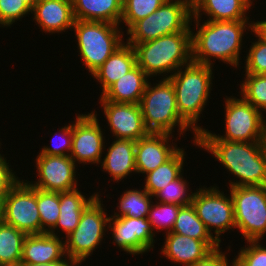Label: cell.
Returning <instances> with one entry per match:
<instances>
[{
	"label": "cell",
	"mask_w": 266,
	"mask_h": 266,
	"mask_svg": "<svg viewBox=\"0 0 266 266\" xmlns=\"http://www.w3.org/2000/svg\"><path fill=\"white\" fill-rule=\"evenodd\" d=\"M191 21L196 25V32L191 27L192 62L213 67L214 58L239 68L243 37L248 29L254 30V20L202 22L192 16Z\"/></svg>",
	"instance_id": "1"
},
{
	"label": "cell",
	"mask_w": 266,
	"mask_h": 266,
	"mask_svg": "<svg viewBox=\"0 0 266 266\" xmlns=\"http://www.w3.org/2000/svg\"><path fill=\"white\" fill-rule=\"evenodd\" d=\"M199 148L211 153L221 165L236 176L229 187L266 186V148L264 142L197 140Z\"/></svg>",
	"instance_id": "2"
},
{
	"label": "cell",
	"mask_w": 266,
	"mask_h": 266,
	"mask_svg": "<svg viewBox=\"0 0 266 266\" xmlns=\"http://www.w3.org/2000/svg\"><path fill=\"white\" fill-rule=\"evenodd\" d=\"M129 45L134 48L137 65L149 78H169L192 62L191 32H177Z\"/></svg>",
	"instance_id": "3"
},
{
	"label": "cell",
	"mask_w": 266,
	"mask_h": 266,
	"mask_svg": "<svg viewBox=\"0 0 266 266\" xmlns=\"http://www.w3.org/2000/svg\"><path fill=\"white\" fill-rule=\"evenodd\" d=\"M213 70L212 66L191 62L169 77L174 86L178 113L198 135L205 130L197 124L209 102Z\"/></svg>",
	"instance_id": "4"
},
{
	"label": "cell",
	"mask_w": 266,
	"mask_h": 266,
	"mask_svg": "<svg viewBox=\"0 0 266 266\" xmlns=\"http://www.w3.org/2000/svg\"><path fill=\"white\" fill-rule=\"evenodd\" d=\"M158 83L148 81L139 103L146 129L154 133L173 134L177 127L179 137L186 131H193V144L198 145V134L180 117L174 86L169 78H161ZM154 85V86H153ZM153 86V87H152ZM188 129V130H187Z\"/></svg>",
	"instance_id": "5"
},
{
	"label": "cell",
	"mask_w": 266,
	"mask_h": 266,
	"mask_svg": "<svg viewBox=\"0 0 266 266\" xmlns=\"http://www.w3.org/2000/svg\"><path fill=\"white\" fill-rule=\"evenodd\" d=\"M119 26L103 21H74L78 56L91 75L124 43V31Z\"/></svg>",
	"instance_id": "6"
},
{
	"label": "cell",
	"mask_w": 266,
	"mask_h": 266,
	"mask_svg": "<svg viewBox=\"0 0 266 266\" xmlns=\"http://www.w3.org/2000/svg\"><path fill=\"white\" fill-rule=\"evenodd\" d=\"M192 0H166L128 30L127 44L143 43L177 32H191Z\"/></svg>",
	"instance_id": "7"
},
{
	"label": "cell",
	"mask_w": 266,
	"mask_h": 266,
	"mask_svg": "<svg viewBox=\"0 0 266 266\" xmlns=\"http://www.w3.org/2000/svg\"><path fill=\"white\" fill-rule=\"evenodd\" d=\"M225 97V134L217 135L205 129L198 135L197 140L264 142L266 119L263 113L241 95L239 98Z\"/></svg>",
	"instance_id": "8"
},
{
	"label": "cell",
	"mask_w": 266,
	"mask_h": 266,
	"mask_svg": "<svg viewBox=\"0 0 266 266\" xmlns=\"http://www.w3.org/2000/svg\"><path fill=\"white\" fill-rule=\"evenodd\" d=\"M100 196L85 208L78 226L64 239L66 256L80 265L101 245L108 231L110 216L105 212L107 209Z\"/></svg>",
	"instance_id": "9"
},
{
	"label": "cell",
	"mask_w": 266,
	"mask_h": 266,
	"mask_svg": "<svg viewBox=\"0 0 266 266\" xmlns=\"http://www.w3.org/2000/svg\"><path fill=\"white\" fill-rule=\"evenodd\" d=\"M233 202L238 232L246 241H261L266 235V186L227 187Z\"/></svg>",
	"instance_id": "10"
},
{
	"label": "cell",
	"mask_w": 266,
	"mask_h": 266,
	"mask_svg": "<svg viewBox=\"0 0 266 266\" xmlns=\"http://www.w3.org/2000/svg\"><path fill=\"white\" fill-rule=\"evenodd\" d=\"M196 189L191 204L207 231L220 244L222 234L236 229L231 195L224 194L216 185Z\"/></svg>",
	"instance_id": "11"
},
{
	"label": "cell",
	"mask_w": 266,
	"mask_h": 266,
	"mask_svg": "<svg viewBox=\"0 0 266 266\" xmlns=\"http://www.w3.org/2000/svg\"><path fill=\"white\" fill-rule=\"evenodd\" d=\"M3 222L27 235L41 234L37 188L32 187L27 180L19 178L5 193Z\"/></svg>",
	"instance_id": "12"
},
{
	"label": "cell",
	"mask_w": 266,
	"mask_h": 266,
	"mask_svg": "<svg viewBox=\"0 0 266 266\" xmlns=\"http://www.w3.org/2000/svg\"><path fill=\"white\" fill-rule=\"evenodd\" d=\"M73 121L72 150L70 157L77 164H101L105 136L95 109L91 113L77 114Z\"/></svg>",
	"instance_id": "13"
},
{
	"label": "cell",
	"mask_w": 266,
	"mask_h": 266,
	"mask_svg": "<svg viewBox=\"0 0 266 266\" xmlns=\"http://www.w3.org/2000/svg\"><path fill=\"white\" fill-rule=\"evenodd\" d=\"M37 181H27L32 187L44 191L69 192L78 188L77 164L70 156L38 154L35 159Z\"/></svg>",
	"instance_id": "14"
},
{
	"label": "cell",
	"mask_w": 266,
	"mask_h": 266,
	"mask_svg": "<svg viewBox=\"0 0 266 266\" xmlns=\"http://www.w3.org/2000/svg\"><path fill=\"white\" fill-rule=\"evenodd\" d=\"M108 230L112 232V243L130 255H143L154 248L157 233L148 218L110 216Z\"/></svg>",
	"instance_id": "15"
},
{
	"label": "cell",
	"mask_w": 266,
	"mask_h": 266,
	"mask_svg": "<svg viewBox=\"0 0 266 266\" xmlns=\"http://www.w3.org/2000/svg\"><path fill=\"white\" fill-rule=\"evenodd\" d=\"M99 100L107 127L109 126V131L115 139L138 141L149 133L139 104L111 102L101 96Z\"/></svg>",
	"instance_id": "16"
},
{
	"label": "cell",
	"mask_w": 266,
	"mask_h": 266,
	"mask_svg": "<svg viewBox=\"0 0 266 266\" xmlns=\"http://www.w3.org/2000/svg\"><path fill=\"white\" fill-rule=\"evenodd\" d=\"M172 137L173 134L149 132L135 141L136 173L145 175L168 161L180 149Z\"/></svg>",
	"instance_id": "17"
},
{
	"label": "cell",
	"mask_w": 266,
	"mask_h": 266,
	"mask_svg": "<svg viewBox=\"0 0 266 266\" xmlns=\"http://www.w3.org/2000/svg\"><path fill=\"white\" fill-rule=\"evenodd\" d=\"M164 239L161 254L183 266L195 265L220 247L216 240H197L178 233H167Z\"/></svg>",
	"instance_id": "18"
},
{
	"label": "cell",
	"mask_w": 266,
	"mask_h": 266,
	"mask_svg": "<svg viewBox=\"0 0 266 266\" xmlns=\"http://www.w3.org/2000/svg\"><path fill=\"white\" fill-rule=\"evenodd\" d=\"M31 14L36 25L48 34L72 31L75 21L72 0H39Z\"/></svg>",
	"instance_id": "19"
},
{
	"label": "cell",
	"mask_w": 266,
	"mask_h": 266,
	"mask_svg": "<svg viewBox=\"0 0 266 266\" xmlns=\"http://www.w3.org/2000/svg\"><path fill=\"white\" fill-rule=\"evenodd\" d=\"M49 233L27 235L20 264L51 263L66 257L65 240Z\"/></svg>",
	"instance_id": "20"
},
{
	"label": "cell",
	"mask_w": 266,
	"mask_h": 266,
	"mask_svg": "<svg viewBox=\"0 0 266 266\" xmlns=\"http://www.w3.org/2000/svg\"><path fill=\"white\" fill-rule=\"evenodd\" d=\"M254 0H192V16H207L209 21L249 20L247 13Z\"/></svg>",
	"instance_id": "21"
},
{
	"label": "cell",
	"mask_w": 266,
	"mask_h": 266,
	"mask_svg": "<svg viewBox=\"0 0 266 266\" xmlns=\"http://www.w3.org/2000/svg\"><path fill=\"white\" fill-rule=\"evenodd\" d=\"M108 148H104L106 154L101 161V169L111 176L113 182L121 181L136 173L135 141L124 139H113Z\"/></svg>",
	"instance_id": "22"
},
{
	"label": "cell",
	"mask_w": 266,
	"mask_h": 266,
	"mask_svg": "<svg viewBox=\"0 0 266 266\" xmlns=\"http://www.w3.org/2000/svg\"><path fill=\"white\" fill-rule=\"evenodd\" d=\"M137 65L136 54L132 45L124 42L92 74L100 84L102 94L118 79Z\"/></svg>",
	"instance_id": "23"
},
{
	"label": "cell",
	"mask_w": 266,
	"mask_h": 266,
	"mask_svg": "<svg viewBox=\"0 0 266 266\" xmlns=\"http://www.w3.org/2000/svg\"><path fill=\"white\" fill-rule=\"evenodd\" d=\"M149 80L146 73L136 65L100 96L111 102L139 104Z\"/></svg>",
	"instance_id": "24"
},
{
	"label": "cell",
	"mask_w": 266,
	"mask_h": 266,
	"mask_svg": "<svg viewBox=\"0 0 266 266\" xmlns=\"http://www.w3.org/2000/svg\"><path fill=\"white\" fill-rule=\"evenodd\" d=\"M82 193L79 188L69 192H60V215L55 227L49 234L59 236L57 235L58 232L60 233L59 229H62L61 232L65 233L67 237L75 230L82 212L99 195V192H94V194L86 198L84 193Z\"/></svg>",
	"instance_id": "25"
},
{
	"label": "cell",
	"mask_w": 266,
	"mask_h": 266,
	"mask_svg": "<svg viewBox=\"0 0 266 266\" xmlns=\"http://www.w3.org/2000/svg\"><path fill=\"white\" fill-rule=\"evenodd\" d=\"M72 7L75 20L121 25L123 0H72Z\"/></svg>",
	"instance_id": "26"
},
{
	"label": "cell",
	"mask_w": 266,
	"mask_h": 266,
	"mask_svg": "<svg viewBox=\"0 0 266 266\" xmlns=\"http://www.w3.org/2000/svg\"><path fill=\"white\" fill-rule=\"evenodd\" d=\"M180 148L168 161L145 174L144 190L154 196L183 173L186 152Z\"/></svg>",
	"instance_id": "27"
},
{
	"label": "cell",
	"mask_w": 266,
	"mask_h": 266,
	"mask_svg": "<svg viewBox=\"0 0 266 266\" xmlns=\"http://www.w3.org/2000/svg\"><path fill=\"white\" fill-rule=\"evenodd\" d=\"M120 196L117 212L111 217H136L148 218L149 208L153 202V196L143 189H126ZM152 200V201H151Z\"/></svg>",
	"instance_id": "28"
},
{
	"label": "cell",
	"mask_w": 266,
	"mask_h": 266,
	"mask_svg": "<svg viewBox=\"0 0 266 266\" xmlns=\"http://www.w3.org/2000/svg\"><path fill=\"white\" fill-rule=\"evenodd\" d=\"M27 234L14 226L0 223V265H14L21 262L22 248Z\"/></svg>",
	"instance_id": "29"
},
{
	"label": "cell",
	"mask_w": 266,
	"mask_h": 266,
	"mask_svg": "<svg viewBox=\"0 0 266 266\" xmlns=\"http://www.w3.org/2000/svg\"><path fill=\"white\" fill-rule=\"evenodd\" d=\"M170 233H178L197 240H215L207 231L204 223L197 217L192 204L180 208Z\"/></svg>",
	"instance_id": "30"
},
{
	"label": "cell",
	"mask_w": 266,
	"mask_h": 266,
	"mask_svg": "<svg viewBox=\"0 0 266 266\" xmlns=\"http://www.w3.org/2000/svg\"><path fill=\"white\" fill-rule=\"evenodd\" d=\"M37 208L41 222V234L49 233L55 227L60 215V192L37 188Z\"/></svg>",
	"instance_id": "31"
},
{
	"label": "cell",
	"mask_w": 266,
	"mask_h": 266,
	"mask_svg": "<svg viewBox=\"0 0 266 266\" xmlns=\"http://www.w3.org/2000/svg\"><path fill=\"white\" fill-rule=\"evenodd\" d=\"M240 95L261 112L266 113V74H243Z\"/></svg>",
	"instance_id": "32"
},
{
	"label": "cell",
	"mask_w": 266,
	"mask_h": 266,
	"mask_svg": "<svg viewBox=\"0 0 266 266\" xmlns=\"http://www.w3.org/2000/svg\"><path fill=\"white\" fill-rule=\"evenodd\" d=\"M188 180L183 178V173L175 180L170 182L166 187L159 190L153 197L157 199V202L175 204L180 206L190 205L194 193L191 192L188 185ZM190 191V193H188Z\"/></svg>",
	"instance_id": "33"
},
{
	"label": "cell",
	"mask_w": 266,
	"mask_h": 266,
	"mask_svg": "<svg viewBox=\"0 0 266 266\" xmlns=\"http://www.w3.org/2000/svg\"><path fill=\"white\" fill-rule=\"evenodd\" d=\"M149 208L148 221L151 224L153 232L170 233L175 225L178 212L182 206L175 204L160 203L155 200ZM155 229V231H154ZM161 230V231H160Z\"/></svg>",
	"instance_id": "34"
},
{
	"label": "cell",
	"mask_w": 266,
	"mask_h": 266,
	"mask_svg": "<svg viewBox=\"0 0 266 266\" xmlns=\"http://www.w3.org/2000/svg\"><path fill=\"white\" fill-rule=\"evenodd\" d=\"M166 0H123V13L120 23L126 31L137 21L155 12Z\"/></svg>",
	"instance_id": "35"
},
{
	"label": "cell",
	"mask_w": 266,
	"mask_h": 266,
	"mask_svg": "<svg viewBox=\"0 0 266 266\" xmlns=\"http://www.w3.org/2000/svg\"><path fill=\"white\" fill-rule=\"evenodd\" d=\"M254 33L256 40L251 43L245 59V73L266 74V38L261 35L255 28L251 31Z\"/></svg>",
	"instance_id": "36"
},
{
	"label": "cell",
	"mask_w": 266,
	"mask_h": 266,
	"mask_svg": "<svg viewBox=\"0 0 266 266\" xmlns=\"http://www.w3.org/2000/svg\"><path fill=\"white\" fill-rule=\"evenodd\" d=\"M32 9L23 0H0V27L11 28V25L26 15Z\"/></svg>",
	"instance_id": "37"
},
{
	"label": "cell",
	"mask_w": 266,
	"mask_h": 266,
	"mask_svg": "<svg viewBox=\"0 0 266 266\" xmlns=\"http://www.w3.org/2000/svg\"><path fill=\"white\" fill-rule=\"evenodd\" d=\"M235 256V266H266V247L259 241H246Z\"/></svg>",
	"instance_id": "38"
},
{
	"label": "cell",
	"mask_w": 266,
	"mask_h": 266,
	"mask_svg": "<svg viewBox=\"0 0 266 266\" xmlns=\"http://www.w3.org/2000/svg\"><path fill=\"white\" fill-rule=\"evenodd\" d=\"M60 129V130H59ZM58 133H54L55 139L59 136L58 144L54 143V137L51 139L50 143H53V146H42L40 154L42 155H50V156H70L72 150V136H73V121L70 124H66L63 127L59 128ZM58 134V135H57ZM61 139V141H60Z\"/></svg>",
	"instance_id": "39"
},
{
	"label": "cell",
	"mask_w": 266,
	"mask_h": 266,
	"mask_svg": "<svg viewBox=\"0 0 266 266\" xmlns=\"http://www.w3.org/2000/svg\"><path fill=\"white\" fill-rule=\"evenodd\" d=\"M1 145L2 144L0 143V150ZM10 166L11 165L4 155L0 154V193H6L9 188L19 179L16 172Z\"/></svg>",
	"instance_id": "40"
},
{
	"label": "cell",
	"mask_w": 266,
	"mask_h": 266,
	"mask_svg": "<svg viewBox=\"0 0 266 266\" xmlns=\"http://www.w3.org/2000/svg\"><path fill=\"white\" fill-rule=\"evenodd\" d=\"M231 247L232 246H229V250L227 249L225 252H222V247H219L211 252L205 259L198 261L192 266H235V258H233L232 262L228 263L230 260L227 258V256ZM225 253H227V255H225Z\"/></svg>",
	"instance_id": "41"
},
{
	"label": "cell",
	"mask_w": 266,
	"mask_h": 266,
	"mask_svg": "<svg viewBox=\"0 0 266 266\" xmlns=\"http://www.w3.org/2000/svg\"><path fill=\"white\" fill-rule=\"evenodd\" d=\"M23 266H79V264L66 256L64 259L51 262V263H39V264H22Z\"/></svg>",
	"instance_id": "42"
},
{
	"label": "cell",
	"mask_w": 266,
	"mask_h": 266,
	"mask_svg": "<svg viewBox=\"0 0 266 266\" xmlns=\"http://www.w3.org/2000/svg\"><path fill=\"white\" fill-rule=\"evenodd\" d=\"M255 29L266 38V20L256 21Z\"/></svg>",
	"instance_id": "43"
},
{
	"label": "cell",
	"mask_w": 266,
	"mask_h": 266,
	"mask_svg": "<svg viewBox=\"0 0 266 266\" xmlns=\"http://www.w3.org/2000/svg\"><path fill=\"white\" fill-rule=\"evenodd\" d=\"M5 193H0V223L3 222V197Z\"/></svg>",
	"instance_id": "44"
},
{
	"label": "cell",
	"mask_w": 266,
	"mask_h": 266,
	"mask_svg": "<svg viewBox=\"0 0 266 266\" xmlns=\"http://www.w3.org/2000/svg\"><path fill=\"white\" fill-rule=\"evenodd\" d=\"M31 9L34 8L35 4L39 1V0H23Z\"/></svg>",
	"instance_id": "45"
},
{
	"label": "cell",
	"mask_w": 266,
	"mask_h": 266,
	"mask_svg": "<svg viewBox=\"0 0 266 266\" xmlns=\"http://www.w3.org/2000/svg\"><path fill=\"white\" fill-rule=\"evenodd\" d=\"M0 266H23L22 264H14V265H0Z\"/></svg>",
	"instance_id": "46"
},
{
	"label": "cell",
	"mask_w": 266,
	"mask_h": 266,
	"mask_svg": "<svg viewBox=\"0 0 266 266\" xmlns=\"http://www.w3.org/2000/svg\"><path fill=\"white\" fill-rule=\"evenodd\" d=\"M264 145H265V148H266V130H265V136H264Z\"/></svg>",
	"instance_id": "47"
}]
</instances>
